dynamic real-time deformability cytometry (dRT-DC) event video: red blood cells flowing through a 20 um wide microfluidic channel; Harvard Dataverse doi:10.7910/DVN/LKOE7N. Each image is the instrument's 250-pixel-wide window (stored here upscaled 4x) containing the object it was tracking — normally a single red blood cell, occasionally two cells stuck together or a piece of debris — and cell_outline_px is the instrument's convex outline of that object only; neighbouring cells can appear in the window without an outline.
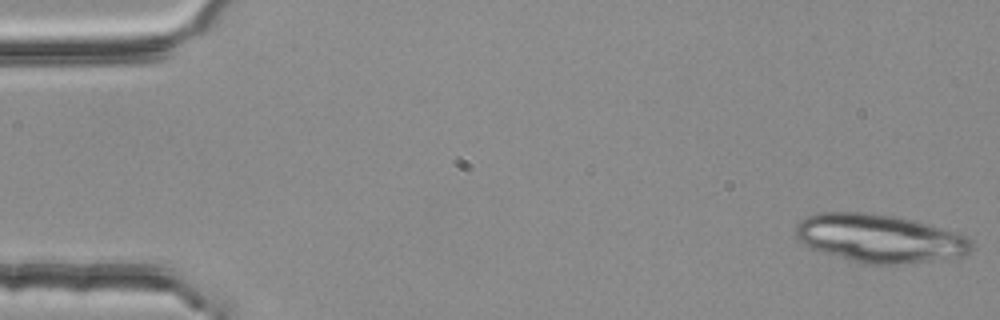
{"species": "common noctule bat (a hibernating species)", "species_latin": "Nyctalus noctula", "temperature_condition": "room temperature", "stored_images_in_passage": 16, "camera_frame_rate_fps": 3000, "um_per_image_px": 0.085, "animal": {"sex": "female", "body_mass_g": 25.1}, "frame": {"image": 1, "passage_image": 1, "time_ms": 0.0, "image_size_px": [1000, 320], "cell_outline_px": [[972, 248], [964, 256], [900, 264], [868, 264], [848, 260], [820, 252], [808, 248], [796, 240], [796, 224], [800, 220], [808, 216], [820, 212], [864, 212], [896, 216], [916, 220], [956, 232], [968, 236], [972, 240]], "centroid_in_image_um": [74.74, 20.25], "position_along_channel_um": 10.3, "area_um2": 49.88}}